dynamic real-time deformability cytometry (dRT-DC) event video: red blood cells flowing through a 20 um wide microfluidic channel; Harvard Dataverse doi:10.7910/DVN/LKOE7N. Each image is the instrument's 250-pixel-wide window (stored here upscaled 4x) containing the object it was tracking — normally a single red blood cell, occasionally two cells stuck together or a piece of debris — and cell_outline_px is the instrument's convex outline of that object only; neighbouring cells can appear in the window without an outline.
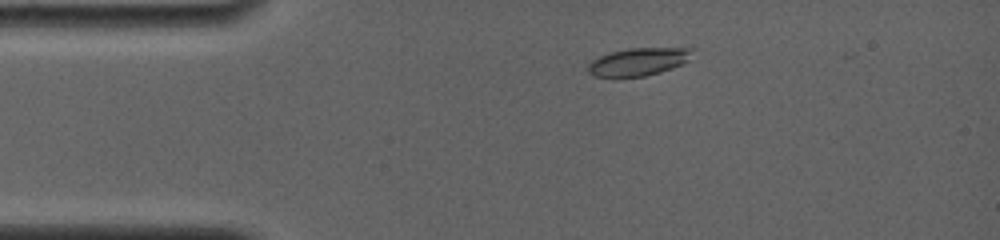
{"species": "common noctule bat (a hibernating species)", "species_latin": "Nyctalus noctula", "temperature_condition": "room temperature", "stored_images_in_passage": 47, "camera_frame_rate_fps": 4000, "um_per_image_px": 0.085, "animal": {"sex": "female", "body_mass_g": 19.0, "forearm_length_mm": 56.7}, "frame": {"image": 1, "passage_image": 1, "time_ms": 0.0, "image_size_px": [1000, 240], "cell_outline_px": [[692, 48], [688, 60], [684, 64], [660, 72], [644, 76], [612, 80], [592, 76], [588, 72], [588, 64], [592, 60], [608, 52], [628, 48]], "centroid_in_image_um": [54.15, 5.3], "position_along_channel_um": 30.8, "area_um2": 17.46}}
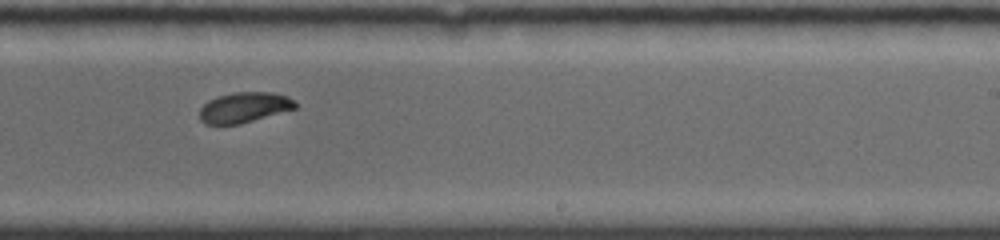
{"frame": {"image": 2, "passage_image": 29, "time_ms": 7.25, "image_size_px": [1000, 240], "cell_outline_px": [[296, 108], [240, 124], [204, 124], [200, 120], [200, 108], [208, 100], [220, 96], [236, 92], [272, 92], [288, 96], [296, 100]], "centroid_in_image_um": [20.77, 9.13], "position_along_channel_um": 268.2, "area_um2": 16.88}}
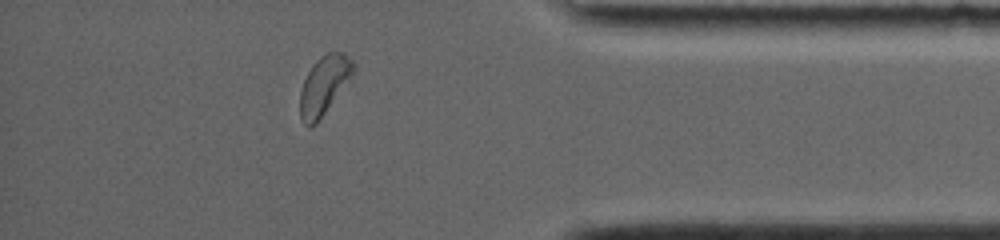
{"frame": {"image": 3, "passage_image": 46, "time_ms": 11.25, "image_size_px": [1000, 240], "cell_outline_px": [[356, 68], [316, 124], [308, 128], [304, 124], [300, 116], [300, 92], [304, 80], [312, 64], [320, 56], [328, 52], [340, 52], [352, 60], [356, 64]], "centroid_in_image_um": [27.51, 7.24], "position_along_channel_um": 407.7, "area_um2": 17.74}}